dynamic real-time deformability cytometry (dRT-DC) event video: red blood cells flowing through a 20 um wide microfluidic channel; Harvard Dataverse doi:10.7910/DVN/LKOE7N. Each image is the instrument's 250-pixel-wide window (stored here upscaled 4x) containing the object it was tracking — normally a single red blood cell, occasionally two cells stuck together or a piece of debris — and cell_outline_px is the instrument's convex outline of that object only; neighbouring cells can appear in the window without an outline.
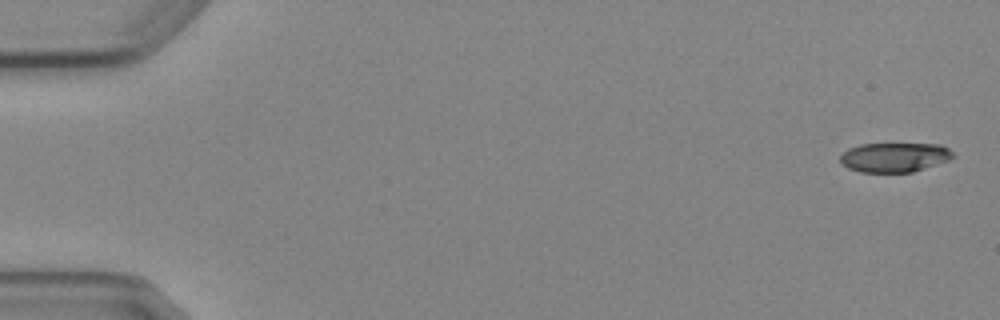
{"species": "Egyptian fruit bat (a non-hibernating species)", "species_latin": "Rousettus aegyptiacus", "temperature_condition": "cold", "stored_images_in_passage": 6, "camera_frame_rate_fps": 3000, "um_per_image_px": 0.085, "animal": {"sex": "female"}, "frame": {"image": 1, "passage_image": 1, "time_ms": 0.0, "image_size_px": [1000, 320], "cell_outline_px": [[956, 156], [948, 160], [912, 172], [860, 172], [848, 168], [840, 160], [840, 156], [848, 148], [860, 144], [940, 144], [948, 148]], "centroid_in_image_um": [76.03, 13.36], "position_along_channel_um": 9.0, "area_um2": 19.25}}
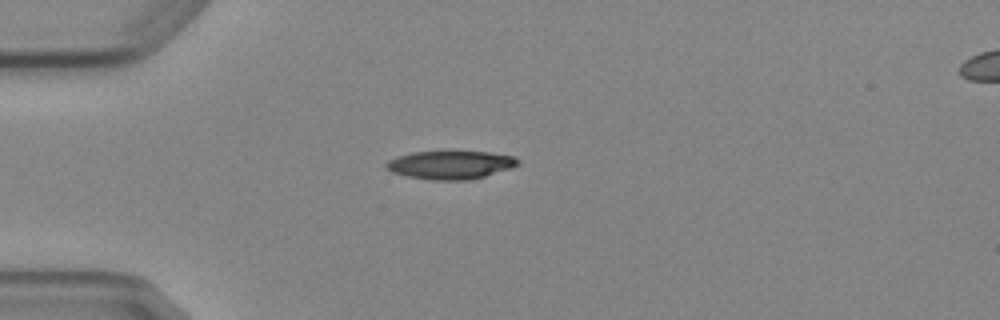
{"frame": {"image": 2, "passage_image": 5, "time_ms": 4.333, "image_size_px": [1000, 320], "cell_outline_px": [[520, 164], [512, 168], [484, 176], [468, 180], [432, 180], [408, 176], [392, 172], [384, 168], [384, 164], [388, 160], [396, 156], [412, 152], [488, 152], [516, 156], [520, 160]], "centroid_in_image_um": [38.3, 14.01], "position_along_channel_um": 46.7, "area_um2": 21.79}}
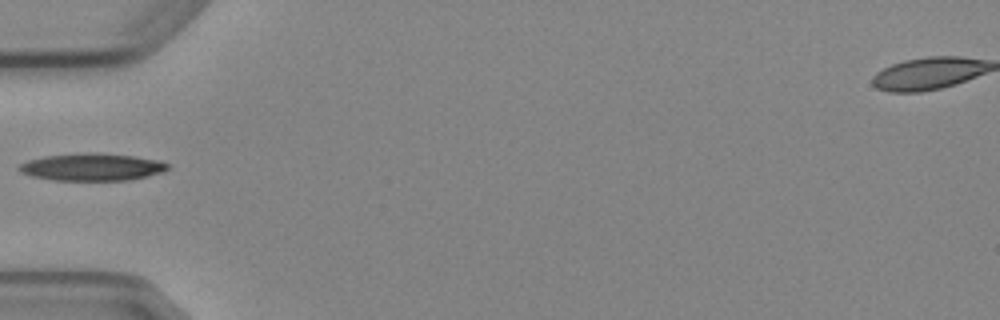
{"frame": {"image": 3, "passage_image": 6, "time_ms": 5.667, "image_size_px": [1000, 320], "cell_outline_px": [[168, 168], [164, 172], [128, 180], [52, 180], [32, 176], [20, 172], [16, 168], [20, 164], [28, 160], [44, 156], [88, 152], [92, 152], [132, 156], [160, 160], [168, 164]], "centroid_in_image_um": [7.8, 14.19], "position_along_channel_um": 77.2, "area_um2": 23.64}}